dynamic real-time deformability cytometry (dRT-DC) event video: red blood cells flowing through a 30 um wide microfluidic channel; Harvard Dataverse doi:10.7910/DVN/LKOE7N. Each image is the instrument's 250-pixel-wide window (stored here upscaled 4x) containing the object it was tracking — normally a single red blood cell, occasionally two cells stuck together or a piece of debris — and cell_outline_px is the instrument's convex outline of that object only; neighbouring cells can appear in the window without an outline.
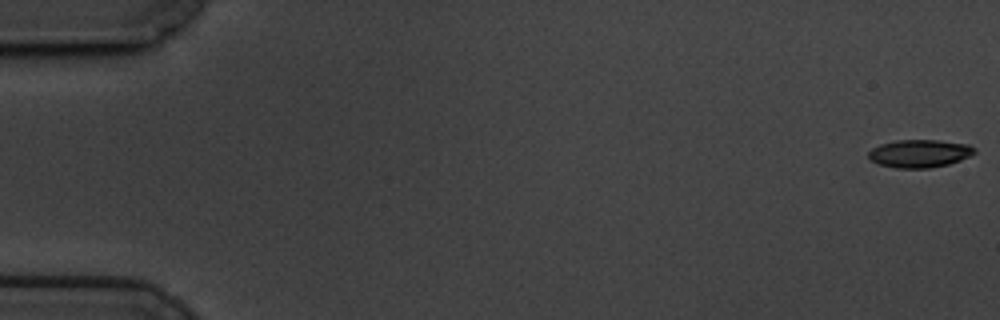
{"species": "common noctule bat (a hibernating species)", "species_latin": "Nyctalus noctula", "temperature_condition": "cold", "stored_images_in_passage": 58, "camera_frame_rate_fps": 3000, "um_per_image_px": 0.085, "animal": {"sex": "male", "body_mass_g": 19.5, "forearm_length_mm": 54.6}, "frame": {"image": 1, "passage_image": 1, "time_ms": 0.0, "image_size_px": [1000, 320], "cell_outline_px": [[976, 152], [960, 160], [948, 164], [928, 168], [896, 168], [880, 164], [872, 160], [868, 156], [868, 152], [872, 148], [880, 144], [896, 140], [936, 140], [968, 144], [976, 148]], "centroid_in_image_um": [78.16, 13.04], "position_along_channel_um": 6.8, "area_um2": 17.11}}
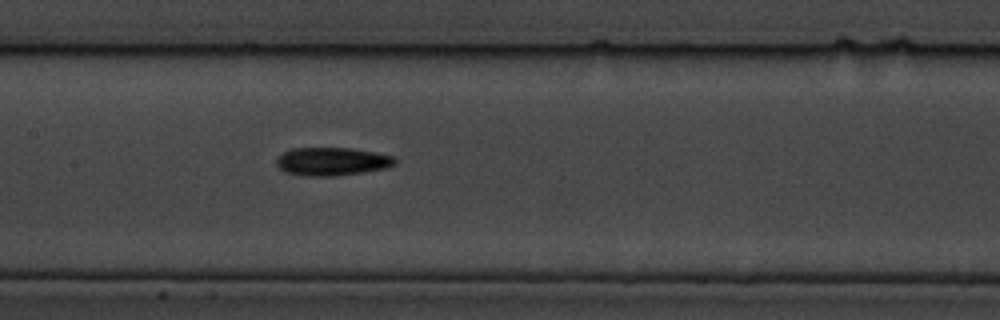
{"frame": {"image": 2, "passage_image": 29, "time_ms": 9.333, "image_size_px": [1000, 320], "cell_outline_px": [[396, 164], [388, 168], [332, 176], [312, 176], [288, 172], [280, 168], [276, 164], [276, 160], [284, 152], [292, 148], [348, 148], [376, 152], [396, 156]], "centroid_in_image_um": [28.28, 13.71], "position_along_channel_um": 179.1, "area_um2": 19.25}}
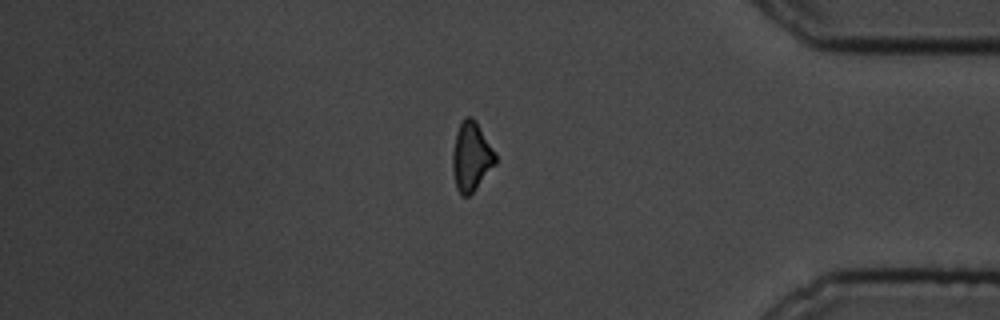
{"frame": {"image": 3, "passage_image": 50, "time_ms": 16.333, "image_size_px": [1000, 320], "cell_outline_px": [[496, 164], [476, 188], [468, 196], [460, 196], [456, 188], [452, 168], [452, 152], [456, 132], [464, 116], [472, 116], [476, 120], [496, 152]], "centroid_in_image_um": [40.06, 13.29], "position_along_channel_um": 395.1, "area_um2": 17.51}}